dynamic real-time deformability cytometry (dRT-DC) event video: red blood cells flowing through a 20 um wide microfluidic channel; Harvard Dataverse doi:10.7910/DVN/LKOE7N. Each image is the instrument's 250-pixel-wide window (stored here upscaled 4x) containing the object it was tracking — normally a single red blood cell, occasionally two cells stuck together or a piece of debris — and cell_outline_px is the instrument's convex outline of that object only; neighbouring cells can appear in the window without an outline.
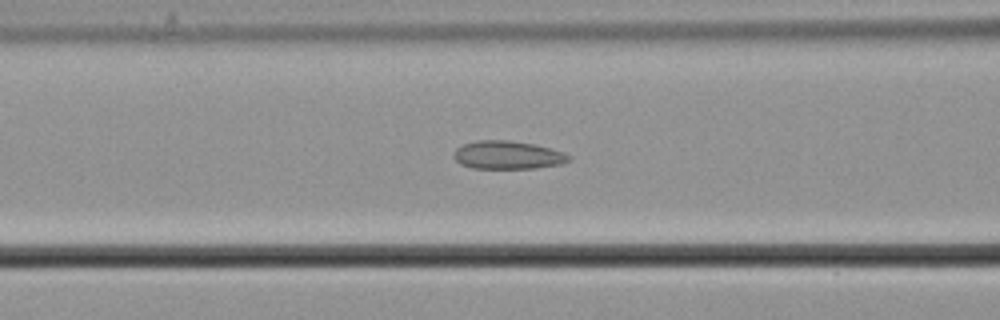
{"species": "common noctule bat (a hibernating species)", "species_latin": "Nyctalus noctula", "temperature_condition": "cold", "stored_images_in_passage": 40, "camera_frame_rate_fps": 3000, "um_per_image_px": 0.085, "animal": {"sex": "male", "body_mass_g": 21.5, "forearm_length_mm": 52.0}, "frame": {"image": 1, "passage_image": 19, "time_ms": 6.0, "image_size_px": [1000, 320], "cell_outline_px": [[572, 160], [564, 164], [536, 168], [472, 168], [460, 164], [452, 156], [452, 152], [456, 148], [464, 144], [476, 140], [508, 140], [536, 144], [564, 152], [572, 156]], "centroid_in_image_um": [43.18, 13.18], "position_along_channel_um": 123.4, "area_um2": 19.25}}
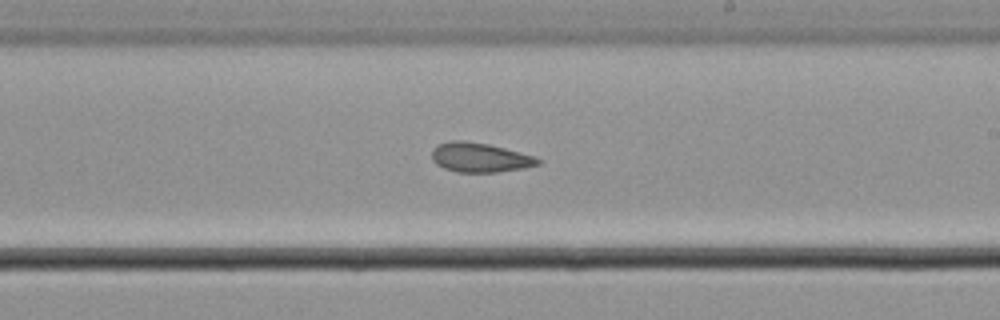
{"frame": {"image": 2, "passage_image": 29, "time_ms": 9.333, "image_size_px": [1000, 320], "cell_outline_px": [[540, 164], [524, 168], [496, 172], [456, 172], [444, 168], [436, 164], [432, 160], [432, 148], [440, 144], [452, 140], [464, 140], [488, 144], [504, 148], [532, 156], [540, 160]], "centroid_in_image_um": [40.74, 13.39], "position_along_channel_um": 248.3, "area_um2": 18.03}}
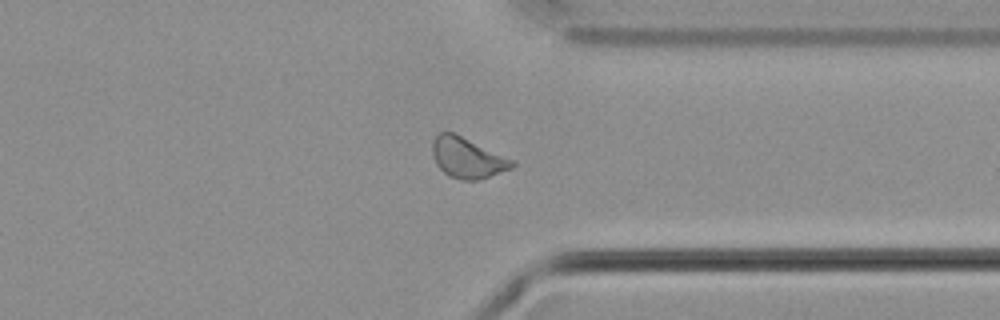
{"frame": {"image": 3, "passage_image": 39, "time_ms": 12.667, "image_size_px": [1000, 320], "cell_outline_px": [[516, 164], [512, 168], [476, 180], [460, 180], [448, 176], [436, 164], [432, 156], [432, 140], [440, 132], [452, 132], [512, 160]], "centroid_in_image_um": [39.66, 13.43], "position_along_channel_um": 371.7, "area_um2": 18.38}}